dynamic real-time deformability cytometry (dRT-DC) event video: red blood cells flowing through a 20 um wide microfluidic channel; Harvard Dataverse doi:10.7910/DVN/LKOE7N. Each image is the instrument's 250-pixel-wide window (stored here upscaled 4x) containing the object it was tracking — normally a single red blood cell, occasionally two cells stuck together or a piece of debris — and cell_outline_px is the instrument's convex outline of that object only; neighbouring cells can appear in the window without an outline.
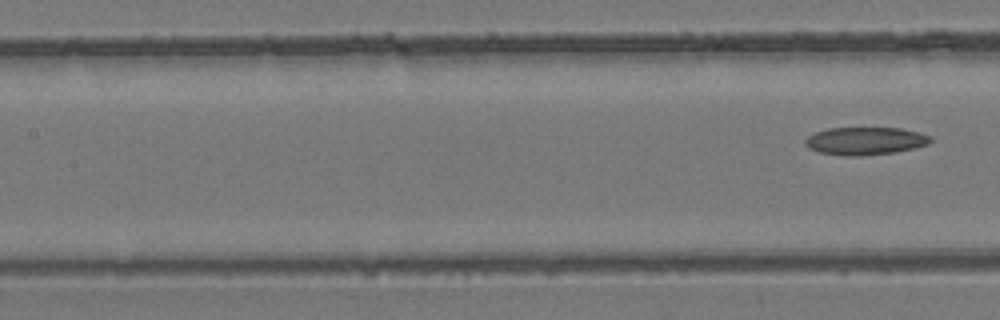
{"species": "common noctule bat (a hibernating species)", "species_latin": "Nyctalus noctula", "temperature_condition": "room temperature", "stored_images_in_passage": 6, "segment_of_instrument_passage": [2, 2], "camera_frame_rate_fps": 3000, "um_per_image_px": 0.085, "animal": {"sex": "female", "body_mass_g": 24.6, "forearm_length_mm": 56.2}, "frame": {"image": 1, "passage_image": 6, "time_ms": 1.667, "image_size_px": [1000, 320], "cell_outline_px": [[932, 140], [928, 144], [896, 152], [860, 156], [844, 156], [820, 152], [808, 148], [804, 144], [804, 140], [808, 136], [816, 132], [828, 128], [900, 128], [932, 136]], "centroid_in_image_um": [73.52, 11.98], "position_along_channel_um": 133.9, "area_um2": 20.23}}